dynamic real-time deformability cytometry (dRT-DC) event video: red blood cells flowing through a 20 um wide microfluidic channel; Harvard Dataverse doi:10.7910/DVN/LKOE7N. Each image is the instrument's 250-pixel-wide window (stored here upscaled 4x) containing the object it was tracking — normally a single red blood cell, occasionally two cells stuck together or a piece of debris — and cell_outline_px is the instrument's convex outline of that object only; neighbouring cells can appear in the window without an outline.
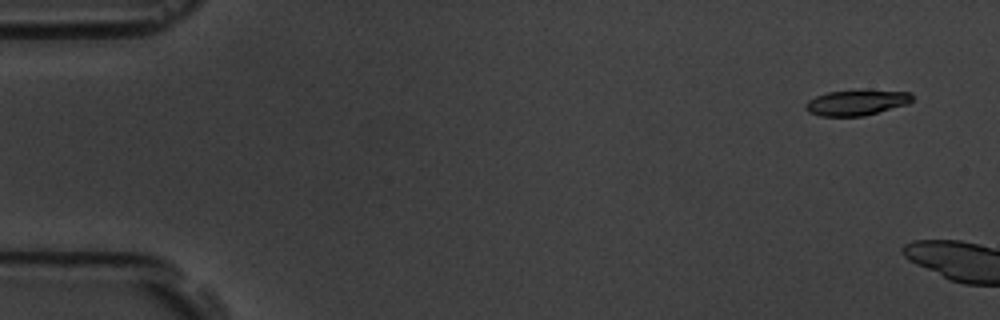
{"species": "common noctule bat (a hibernating species)", "species_latin": "Nyctalus noctula", "temperature_condition": "room temperature", "stored_images_in_passage": 4, "camera_frame_rate_fps": 3000, "um_per_image_px": 0.085, "animal": {"sex": "male", "body_mass_g": 19.5, "forearm_length_mm": 54.6}, "frame": {"image": 1, "passage_image": 1, "time_ms": 0.0, "image_size_px": [1000, 320], "cell_outline_px": [[912, 100], [908, 104], [864, 116], [820, 116], [808, 112], [804, 108], [804, 104], [808, 100], [816, 96], [828, 92], [860, 88], [912, 92]], "centroid_in_image_um": [72.81, 8.69], "position_along_channel_um": 12.2, "area_um2": 16.47}}